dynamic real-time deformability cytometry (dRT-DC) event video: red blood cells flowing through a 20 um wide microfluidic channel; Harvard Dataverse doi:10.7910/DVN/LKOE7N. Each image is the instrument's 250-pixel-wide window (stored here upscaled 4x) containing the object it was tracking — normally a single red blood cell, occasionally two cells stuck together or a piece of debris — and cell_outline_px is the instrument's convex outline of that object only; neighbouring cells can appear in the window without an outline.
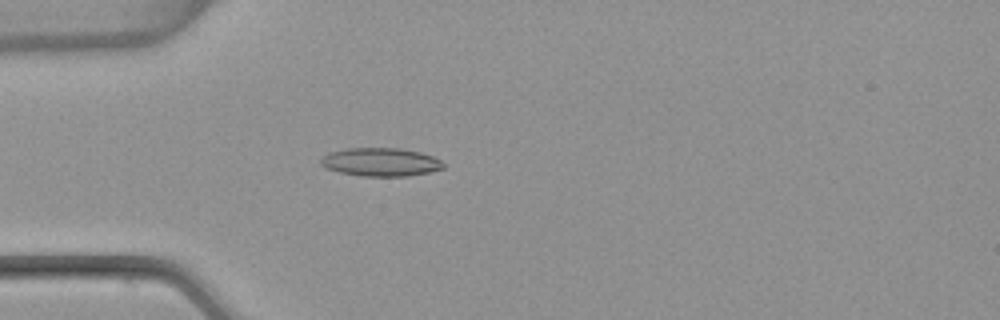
{"species": "common noctule bat (a hibernating species)", "species_latin": "Nyctalus noctula", "temperature_condition": "warm", "stored_images_in_passage": 54, "camera_frame_rate_fps": 3000, "um_per_image_px": 0.085, "animal": {"sex": "female", "body_mass_g": 22.7, "forearm_length_mm": 54.2}, "frame": {"image": 1, "passage_image": 16, "time_ms": 5.0, "image_size_px": [1000, 320], "cell_outline_px": [[444, 168], [428, 172], [408, 176], [360, 176], [340, 172], [328, 168], [320, 164], [320, 160], [328, 152], [348, 148], [400, 148], [420, 152], [432, 156], [440, 160], [444, 164]], "centroid_in_image_um": [32.35, 13.77], "position_along_channel_um": 52.6, "area_um2": 20.17}}
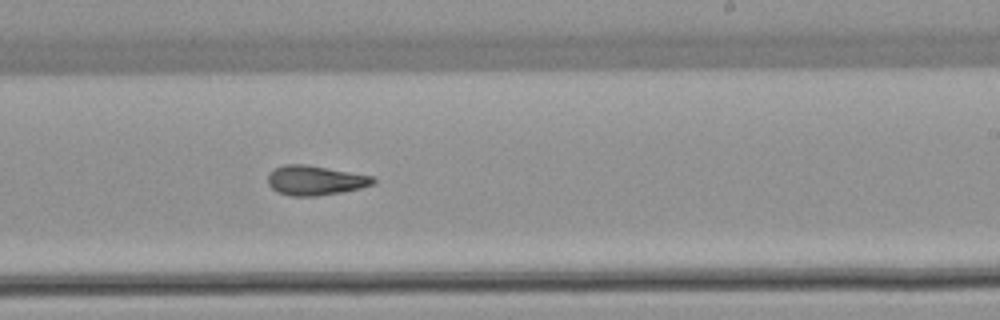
{"frame": {"image": 2, "passage_image": 33, "time_ms": 10.667, "image_size_px": [1000, 320], "cell_outline_px": [[376, 184], [360, 188], [340, 192], [316, 196], [288, 196], [276, 192], [268, 184], [268, 172], [272, 168], [284, 164], [304, 164], [372, 176], [376, 180]], "centroid_in_image_um": [26.74, 15.33], "position_along_channel_um": 262.3, "area_um2": 18.26}}
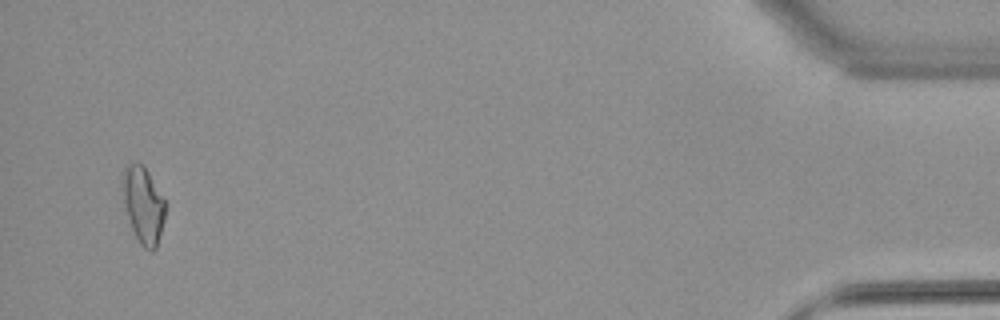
{"frame": {"image": 3, "passage_image": 52, "time_ms": 17.0, "image_size_px": [1000, 320], "cell_outline_px": [[164, 220], [156, 248], [152, 252], [148, 252], [140, 244], [132, 228], [124, 204], [120, 184], [120, 180], [124, 168], [128, 164], [144, 164], [164, 200]], "centroid_in_image_um": [12.14, 17.41], "position_along_channel_um": 423.1, "area_um2": 19.02}, "authors_computed_cell_mechanics": {"area_um2": 18.4382, "velocity_mm_per_s": 3.8568, "shape_relaxation_time_tau1_ms": null, "shape_relaxation_time_tau2_ms": 4.7138, "deformation_change_tau1": null, "deformation_change_tau2": 0.1358}}